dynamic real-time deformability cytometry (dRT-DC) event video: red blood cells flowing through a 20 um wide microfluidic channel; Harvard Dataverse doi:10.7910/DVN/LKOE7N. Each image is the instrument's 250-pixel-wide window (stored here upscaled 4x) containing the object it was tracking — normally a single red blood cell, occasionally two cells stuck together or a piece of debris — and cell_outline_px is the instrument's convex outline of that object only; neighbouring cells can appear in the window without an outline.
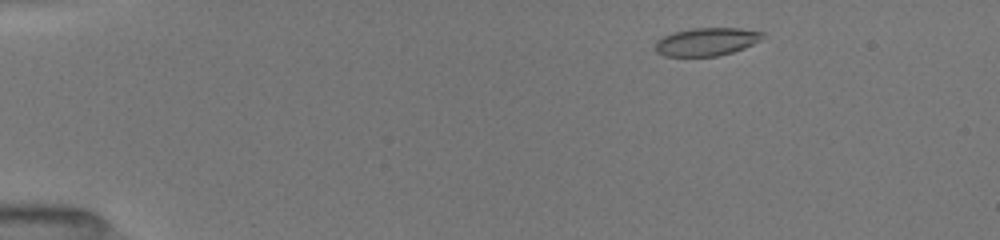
{"species": "common noctule bat (a hibernating species)", "species_latin": "Nyctalus noctula", "temperature_condition": "room temperature", "stored_images_in_passage": 47, "camera_frame_rate_fps": 3000, "um_per_image_px": 0.085, "animal": {"sex": "female", "body_mass_g": 19.5, "forearm_length_mm": 54.1}, "frame": {"image": 1, "passage_image": 4, "time_ms": 1.0, "image_size_px": [1000, 240], "cell_outline_px": [[764, 32], [760, 40], [744, 48], [732, 52], [716, 56], [664, 56], [656, 52], [656, 40], [672, 32], [692, 28], [740, 28]], "centroid_in_image_um": [60.03, 3.54], "position_along_channel_um": 25.0, "area_um2": 17.46}}
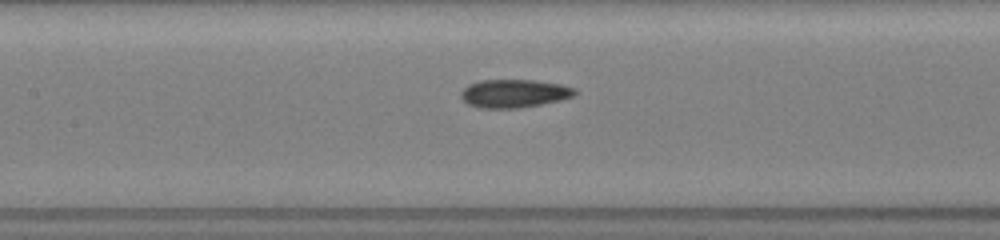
{"frame": {"image": 2, "passage_image": 21, "time_ms": 6.667, "image_size_px": [1000, 240], "cell_outline_px": [[576, 92], [572, 96], [560, 100], [520, 108], [480, 108], [468, 104], [460, 96], [460, 92], [468, 84], [480, 80], [532, 80], [560, 84], [576, 88]], "centroid_in_image_um": [43.67, 7.94], "position_along_channel_um": 163.7, "area_um2": 18.67}}
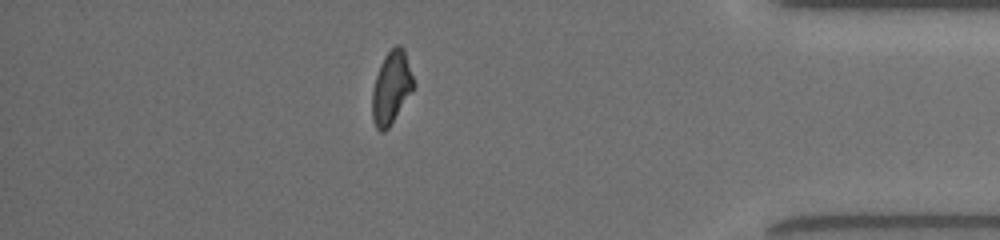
{"frame": {"image": 3, "passage_image": 41, "time_ms": 13.333, "image_size_px": [1000, 240], "cell_outline_px": [[416, 84], [412, 92], [388, 128], [384, 132], [380, 132], [376, 128], [372, 120], [372, 92], [376, 76], [380, 64], [384, 56], [396, 44], [400, 44], [404, 48]], "centroid_in_image_um": [33.27, 7.43], "position_along_channel_um": 401.9, "area_um2": 17.69}, "authors_computed_cell_mechanics": {"area_um2": 17.8602, "velocity_mm_per_s": 4.0468, "shape_relaxation_time_tau1_ms": 8.2492, "shape_relaxation_time_tau2_ms": 2.2319, "deformation_change_tau1": 0.2254, "deformation_change_tau2": 0.0883}}